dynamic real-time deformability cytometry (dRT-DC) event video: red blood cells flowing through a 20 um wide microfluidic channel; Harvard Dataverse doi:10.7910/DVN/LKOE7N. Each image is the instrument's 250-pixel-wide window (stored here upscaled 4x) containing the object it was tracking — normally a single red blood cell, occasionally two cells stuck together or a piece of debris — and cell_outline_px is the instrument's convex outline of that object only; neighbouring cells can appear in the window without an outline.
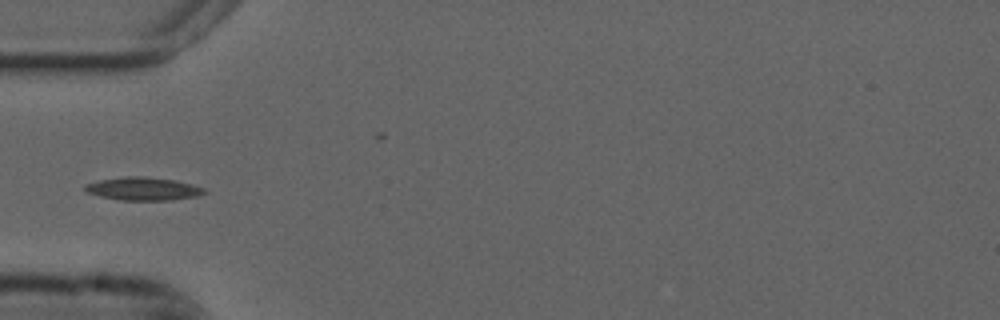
{"species": "common noctule bat (a hibernating species)", "species_latin": "Nyctalus noctula", "temperature_condition": "cold", "stored_images_in_passage": 38, "camera_frame_rate_fps": 3000, "um_per_image_px": 0.085, "animal": {"sex": "male", "forearm_length_mm": 52.5}, "frame": {"image": 1, "passage_image": 1, "time_ms": 0.0, "image_size_px": [1000, 320], "cell_outline_px": [[208, 192], [196, 196], [172, 200], [120, 200], [100, 196], [84, 192], [84, 184], [100, 180], [124, 176], [144, 176], [172, 180], [204, 188]], "centroid_in_image_um": [12.11, 16.05], "position_along_channel_um": 72.9, "area_um2": 15.95}}
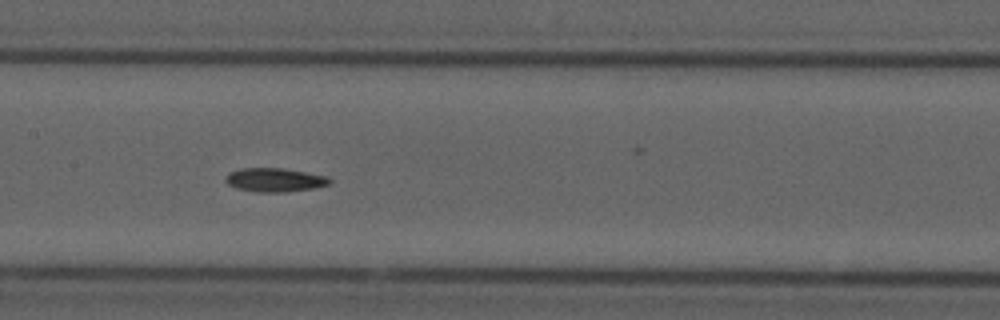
{"frame": {"image": 2, "passage_image": 10, "time_ms": 3.0, "image_size_px": [1000, 320], "cell_outline_px": [[332, 180], [328, 184], [316, 188], [284, 192], [256, 192], [236, 188], [228, 184], [224, 180], [228, 172], [240, 168], [284, 168], [328, 176]], "centroid_in_image_um": [23.34, 15.29], "position_along_channel_um": 184.1, "area_um2": 14.57}}
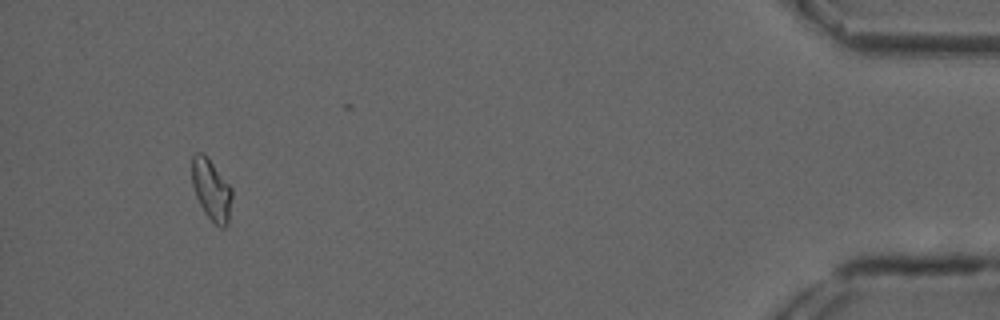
{"frame": {"image": 3, "passage_image": 35, "time_ms": 11.333, "image_size_px": [1000, 320], "cell_outline_px": [[232, 196], [228, 224], [224, 228], [220, 228], [204, 212], [196, 196], [192, 184], [192, 156], [196, 152], [204, 152], [232, 188]], "centroid_in_image_um": [17.97, 16.12], "position_along_channel_um": 417.2, "area_um2": 14.28}}